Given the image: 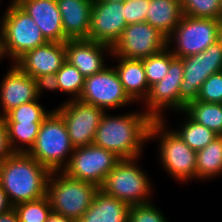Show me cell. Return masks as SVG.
Instances as JSON below:
<instances>
[{
	"mask_svg": "<svg viewBox=\"0 0 222 222\" xmlns=\"http://www.w3.org/2000/svg\"><path fill=\"white\" fill-rule=\"evenodd\" d=\"M152 120L145 111L136 110L118 116L108 115L106 111L97 127L93 143L121 159L140 157L144 143L149 141Z\"/></svg>",
	"mask_w": 222,
	"mask_h": 222,
	"instance_id": "cell-1",
	"label": "cell"
},
{
	"mask_svg": "<svg viewBox=\"0 0 222 222\" xmlns=\"http://www.w3.org/2000/svg\"><path fill=\"white\" fill-rule=\"evenodd\" d=\"M49 175L28 153L14 152L0 163V184L12 206L46 196Z\"/></svg>",
	"mask_w": 222,
	"mask_h": 222,
	"instance_id": "cell-2",
	"label": "cell"
},
{
	"mask_svg": "<svg viewBox=\"0 0 222 222\" xmlns=\"http://www.w3.org/2000/svg\"><path fill=\"white\" fill-rule=\"evenodd\" d=\"M98 191L95 184L73 179L62 171H53L48 178L46 195L52 212L78 222Z\"/></svg>",
	"mask_w": 222,
	"mask_h": 222,
	"instance_id": "cell-3",
	"label": "cell"
},
{
	"mask_svg": "<svg viewBox=\"0 0 222 222\" xmlns=\"http://www.w3.org/2000/svg\"><path fill=\"white\" fill-rule=\"evenodd\" d=\"M73 151L65 121L54 109L41 123L34 145L27 153L53 172L67 166Z\"/></svg>",
	"mask_w": 222,
	"mask_h": 222,
	"instance_id": "cell-4",
	"label": "cell"
},
{
	"mask_svg": "<svg viewBox=\"0 0 222 222\" xmlns=\"http://www.w3.org/2000/svg\"><path fill=\"white\" fill-rule=\"evenodd\" d=\"M167 126L165 119L152 120L149 128V140L159 138L161 165L178 182L196 179V151Z\"/></svg>",
	"mask_w": 222,
	"mask_h": 222,
	"instance_id": "cell-5",
	"label": "cell"
},
{
	"mask_svg": "<svg viewBox=\"0 0 222 222\" xmlns=\"http://www.w3.org/2000/svg\"><path fill=\"white\" fill-rule=\"evenodd\" d=\"M139 158L121 159L108 173L99 190L129 206L150 203L153 185L137 164Z\"/></svg>",
	"mask_w": 222,
	"mask_h": 222,
	"instance_id": "cell-6",
	"label": "cell"
},
{
	"mask_svg": "<svg viewBox=\"0 0 222 222\" xmlns=\"http://www.w3.org/2000/svg\"><path fill=\"white\" fill-rule=\"evenodd\" d=\"M0 27L3 32L6 57L15 63L26 52L47 43L36 22L13 0L3 12Z\"/></svg>",
	"mask_w": 222,
	"mask_h": 222,
	"instance_id": "cell-7",
	"label": "cell"
},
{
	"mask_svg": "<svg viewBox=\"0 0 222 222\" xmlns=\"http://www.w3.org/2000/svg\"><path fill=\"white\" fill-rule=\"evenodd\" d=\"M219 23V19L183 15L177 27L167 38V46L171 48V44H175L170 51L177 58L201 53L217 42Z\"/></svg>",
	"mask_w": 222,
	"mask_h": 222,
	"instance_id": "cell-8",
	"label": "cell"
},
{
	"mask_svg": "<svg viewBox=\"0 0 222 222\" xmlns=\"http://www.w3.org/2000/svg\"><path fill=\"white\" fill-rule=\"evenodd\" d=\"M181 59L184 74L179 88L180 112L197 100L202 84L209 76L222 71V45L217 41L203 52Z\"/></svg>",
	"mask_w": 222,
	"mask_h": 222,
	"instance_id": "cell-9",
	"label": "cell"
},
{
	"mask_svg": "<svg viewBox=\"0 0 222 222\" xmlns=\"http://www.w3.org/2000/svg\"><path fill=\"white\" fill-rule=\"evenodd\" d=\"M121 160L115 153L94 143L74 148L67 166L62 170L68 177L100 187L108 173Z\"/></svg>",
	"mask_w": 222,
	"mask_h": 222,
	"instance_id": "cell-10",
	"label": "cell"
},
{
	"mask_svg": "<svg viewBox=\"0 0 222 222\" xmlns=\"http://www.w3.org/2000/svg\"><path fill=\"white\" fill-rule=\"evenodd\" d=\"M78 100L95 105L105 112L135 103L125 92L114 66H106L101 72L86 77Z\"/></svg>",
	"mask_w": 222,
	"mask_h": 222,
	"instance_id": "cell-11",
	"label": "cell"
},
{
	"mask_svg": "<svg viewBox=\"0 0 222 222\" xmlns=\"http://www.w3.org/2000/svg\"><path fill=\"white\" fill-rule=\"evenodd\" d=\"M55 110L63 117L74 148L84 147L94 142L104 110L78 99H67Z\"/></svg>",
	"mask_w": 222,
	"mask_h": 222,
	"instance_id": "cell-12",
	"label": "cell"
},
{
	"mask_svg": "<svg viewBox=\"0 0 222 222\" xmlns=\"http://www.w3.org/2000/svg\"><path fill=\"white\" fill-rule=\"evenodd\" d=\"M167 47V38L147 22L127 25L112 47V57L143 59Z\"/></svg>",
	"mask_w": 222,
	"mask_h": 222,
	"instance_id": "cell-13",
	"label": "cell"
},
{
	"mask_svg": "<svg viewBox=\"0 0 222 222\" xmlns=\"http://www.w3.org/2000/svg\"><path fill=\"white\" fill-rule=\"evenodd\" d=\"M183 74V61L181 58L175 57L169 64L167 75L150 87L149 95L143 103L144 111L153 120L165 119L163 112L167 108L180 112L179 88Z\"/></svg>",
	"mask_w": 222,
	"mask_h": 222,
	"instance_id": "cell-14",
	"label": "cell"
},
{
	"mask_svg": "<svg viewBox=\"0 0 222 222\" xmlns=\"http://www.w3.org/2000/svg\"><path fill=\"white\" fill-rule=\"evenodd\" d=\"M124 15V2L93 1L89 40L113 47L127 26Z\"/></svg>",
	"mask_w": 222,
	"mask_h": 222,
	"instance_id": "cell-15",
	"label": "cell"
},
{
	"mask_svg": "<svg viewBox=\"0 0 222 222\" xmlns=\"http://www.w3.org/2000/svg\"><path fill=\"white\" fill-rule=\"evenodd\" d=\"M66 61L75 66L86 78L105 67L103 54H112V47L89 39L67 40L65 42Z\"/></svg>",
	"mask_w": 222,
	"mask_h": 222,
	"instance_id": "cell-16",
	"label": "cell"
},
{
	"mask_svg": "<svg viewBox=\"0 0 222 222\" xmlns=\"http://www.w3.org/2000/svg\"><path fill=\"white\" fill-rule=\"evenodd\" d=\"M34 78L23 72L15 63L3 77L0 83V116L24 103L37 100Z\"/></svg>",
	"mask_w": 222,
	"mask_h": 222,
	"instance_id": "cell-17",
	"label": "cell"
},
{
	"mask_svg": "<svg viewBox=\"0 0 222 222\" xmlns=\"http://www.w3.org/2000/svg\"><path fill=\"white\" fill-rule=\"evenodd\" d=\"M38 25L47 42H66L56 0H13Z\"/></svg>",
	"mask_w": 222,
	"mask_h": 222,
	"instance_id": "cell-18",
	"label": "cell"
},
{
	"mask_svg": "<svg viewBox=\"0 0 222 222\" xmlns=\"http://www.w3.org/2000/svg\"><path fill=\"white\" fill-rule=\"evenodd\" d=\"M66 61L65 42H47L26 52L15 64L32 78L56 73Z\"/></svg>",
	"mask_w": 222,
	"mask_h": 222,
	"instance_id": "cell-19",
	"label": "cell"
},
{
	"mask_svg": "<svg viewBox=\"0 0 222 222\" xmlns=\"http://www.w3.org/2000/svg\"><path fill=\"white\" fill-rule=\"evenodd\" d=\"M68 40L89 39L93 0H56Z\"/></svg>",
	"mask_w": 222,
	"mask_h": 222,
	"instance_id": "cell-20",
	"label": "cell"
},
{
	"mask_svg": "<svg viewBox=\"0 0 222 222\" xmlns=\"http://www.w3.org/2000/svg\"><path fill=\"white\" fill-rule=\"evenodd\" d=\"M114 58L119 60L114 68L125 92L134 102H144L149 95L150 87L142 59Z\"/></svg>",
	"mask_w": 222,
	"mask_h": 222,
	"instance_id": "cell-21",
	"label": "cell"
},
{
	"mask_svg": "<svg viewBox=\"0 0 222 222\" xmlns=\"http://www.w3.org/2000/svg\"><path fill=\"white\" fill-rule=\"evenodd\" d=\"M129 209L123 201L99 190L78 222H128Z\"/></svg>",
	"mask_w": 222,
	"mask_h": 222,
	"instance_id": "cell-22",
	"label": "cell"
},
{
	"mask_svg": "<svg viewBox=\"0 0 222 222\" xmlns=\"http://www.w3.org/2000/svg\"><path fill=\"white\" fill-rule=\"evenodd\" d=\"M182 17L181 0H149L145 22L168 38Z\"/></svg>",
	"mask_w": 222,
	"mask_h": 222,
	"instance_id": "cell-23",
	"label": "cell"
},
{
	"mask_svg": "<svg viewBox=\"0 0 222 222\" xmlns=\"http://www.w3.org/2000/svg\"><path fill=\"white\" fill-rule=\"evenodd\" d=\"M222 173V136L196 152V179L211 180Z\"/></svg>",
	"mask_w": 222,
	"mask_h": 222,
	"instance_id": "cell-24",
	"label": "cell"
},
{
	"mask_svg": "<svg viewBox=\"0 0 222 222\" xmlns=\"http://www.w3.org/2000/svg\"><path fill=\"white\" fill-rule=\"evenodd\" d=\"M183 113H187L194 121L209 128L218 136H222V104L202 101L190 102Z\"/></svg>",
	"mask_w": 222,
	"mask_h": 222,
	"instance_id": "cell-25",
	"label": "cell"
},
{
	"mask_svg": "<svg viewBox=\"0 0 222 222\" xmlns=\"http://www.w3.org/2000/svg\"><path fill=\"white\" fill-rule=\"evenodd\" d=\"M5 123L8 131V142L12 151L27 153L34 145L42 122Z\"/></svg>",
	"mask_w": 222,
	"mask_h": 222,
	"instance_id": "cell-26",
	"label": "cell"
},
{
	"mask_svg": "<svg viewBox=\"0 0 222 222\" xmlns=\"http://www.w3.org/2000/svg\"><path fill=\"white\" fill-rule=\"evenodd\" d=\"M181 128L173 129L179 137L194 151L203 149L218 135L209 128L194 121L187 113Z\"/></svg>",
	"mask_w": 222,
	"mask_h": 222,
	"instance_id": "cell-27",
	"label": "cell"
},
{
	"mask_svg": "<svg viewBox=\"0 0 222 222\" xmlns=\"http://www.w3.org/2000/svg\"><path fill=\"white\" fill-rule=\"evenodd\" d=\"M51 212V204L46 195L37 200L14 205L11 222H46Z\"/></svg>",
	"mask_w": 222,
	"mask_h": 222,
	"instance_id": "cell-28",
	"label": "cell"
},
{
	"mask_svg": "<svg viewBox=\"0 0 222 222\" xmlns=\"http://www.w3.org/2000/svg\"><path fill=\"white\" fill-rule=\"evenodd\" d=\"M174 58L167 46L158 53L142 59L149 87L167 75L169 64Z\"/></svg>",
	"mask_w": 222,
	"mask_h": 222,
	"instance_id": "cell-29",
	"label": "cell"
},
{
	"mask_svg": "<svg viewBox=\"0 0 222 222\" xmlns=\"http://www.w3.org/2000/svg\"><path fill=\"white\" fill-rule=\"evenodd\" d=\"M56 75L59 82V91L71 95L68 100L78 99L85 82V77L79 70L65 61Z\"/></svg>",
	"mask_w": 222,
	"mask_h": 222,
	"instance_id": "cell-30",
	"label": "cell"
},
{
	"mask_svg": "<svg viewBox=\"0 0 222 222\" xmlns=\"http://www.w3.org/2000/svg\"><path fill=\"white\" fill-rule=\"evenodd\" d=\"M38 99L24 103L7 112L3 118L5 122H43L52 111H45Z\"/></svg>",
	"mask_w": 222,
	"mask_h": 222,
	"instance_id": "cell-31",
	"label": "cell"
},
{
	"mask_svg": "<svg viewBox=\"0 0 222 222\" xmlns=\"http://www.w3.org/2000/svg\"><path fill=\"white\" fill-rule=\"evenodd\" d=\"M183 15L219 19L221 0H181Z\"/></svg>",
	"mask_w": 222,
	"mask_h": 222,
	"instance_id": "cell-32",
	"label": "cell"
},
{
	"mask_svg": "<svg viewBox=\"0 0 222 222\" xmlns=\"http://www.w3.org/2000/svg\"><path fill=\"white\" fill-rule=\"evenodd\" d=\"M152 203L130 206L128 222H168L159 208Z\"/></svg>",
	"mask_w": 222,
	"mask_h": 222,
	"instance_id": "cell-33",
	"label": "cell"
},
{
	"mask_svg": "<svg viewBox=\"0 0 222 222\" xmlns=\"http://www.w3.org/2000/svg\"><path fill=\"white\" fill-rule=\"evenodd\" d=\"M197 100L222 104V71L212 74L204 81Z\"/></svg>",
	"mask_w": 222,
	"mask_h": 222,
	"instance_id": "cell-34",
	"label": "cell"
},
{
	"mask_svg": "<svg viewBox=\"0 0 222 222\" xmlns=\"http://www.w3.org/2000/svg\"><path fill=\"white\" fill-rule=\"evenodd\" d=\"M148 8L149 0H125L124 18L127 25L135 24L138 22H145Z\"/></svg>",
	"mask_w": 222,
	"mask_h": 222,
	"instance_id": "cell-35",
	"label": "cell"
},
{
	"mask_svg": "<svg viewBox=\"0 0 222 222\" xmlns=\"http://www.w3.org/2000/svg\"><path fill=\"white\" fill-rule=\"evenodd\" d=\"M35 87L37 91V97L40 99L43 91H59V82L56 73L53 74H43L34 77ZM45 89V90H44Z\"/></svg>",
	"mask_w": 222,
	"mask_h": 222,
	"instance_id": "cell-36",
	"label": "cell"
},
{
	"mask_svg": "<svg viewBox=\"0 0 222 222\" xmlns=\"http://www.w3.org/2000/svg\"><path fill=\"white\" fill-rule=\"evenodd\" d=\"M12 151L8 142V131L4 118L0 116V163L11 156Z\"/></svg>",
	"mask_w": 222,
	"mask_h": 222,
	"instance_id": "cell-37",
	"label": "cell"
},
{
	"mask_svg": "<svg viewBox=\"0 0 222 222\" xmlns=\"http://www.w3.org/2000/svg\"><path fill=\"white\" fill-rule=\"evenodd\" d=\"M13 206L9 203L0 184V222H11Z\"/></svg>",
	"mask_w": 222,
	"mask_h": 222,
	"instance_id": "cell-38",
	"label": "cell"
},
{
	"mask_svg": "<svg viewBox=\"0 0 222 222\" xmlns=\"http://www.w3.org/2000/svg\"><path fill=\"white\" fill-rule=\"evenodd\" d=\"M46 222H74V221L70 220L68 217H65L61 214L51 212Z\"/></svg>",
	"mask_w": 222,
	"mask_h": 222,
	"instance_id": "cell-39",
	"label": "cell"
},
{
	"mask_svg": "<svg viewBox=\"0 0 222 222\" xmlns=\"http://www.w3.org/2000/svg\"><path fill=\"white\" fill-rule=\"evenodd\" d=\"M4 56H6V53L4 50L3 32L2 28H0V61L5 58Z\"/></svg>",
	"mask_w": 222,
	"mask_h": 222,
	"instance_id": "cell-40",
	"label": "cell"
},
{
	"mask_svg": "<svg viewBox=\"0 0 222 222\" xmlns=\"http://www.w3.org/2000/svg\"><path fill=\"white\" fill-rule=\"evenodd\" d=\"M217 41L222 45V21L219 23Z\"/></svg>",
	"mask_w": 222,
	"mask_h": 222,
	"instance_id": "cell-41",
	"label": "cell"
},
{
	"mask_svg": "<svg viewBox=\"0 0 222 222\" xmlns=\"http://www.w3.org/2000/svg\"><path fill=\"white\" fill-rule=\"evenodd\" d=\"M93 1H99V2H124L125 0H93Z\"/></svg>",
	"mask_w": 222,
	"mask_h": 222,
	"instance_id": "cell-42",
	"label": "cell"
},
{
	"mask_svg": "<svg viewBox=\"0 0 222 222\" xmlns=\"http://www.w3.org/2000/svg\"><path fill=\"white\" fill-rule=\"evenodd\" d=\"M219 20L222 21V0H221V4H220Z\"/></svg>",
	"mask_w": 222,
	"mask_h": 222,
	"instance_id": "cell-43",
	"label": "cell"
}]
</instances>
